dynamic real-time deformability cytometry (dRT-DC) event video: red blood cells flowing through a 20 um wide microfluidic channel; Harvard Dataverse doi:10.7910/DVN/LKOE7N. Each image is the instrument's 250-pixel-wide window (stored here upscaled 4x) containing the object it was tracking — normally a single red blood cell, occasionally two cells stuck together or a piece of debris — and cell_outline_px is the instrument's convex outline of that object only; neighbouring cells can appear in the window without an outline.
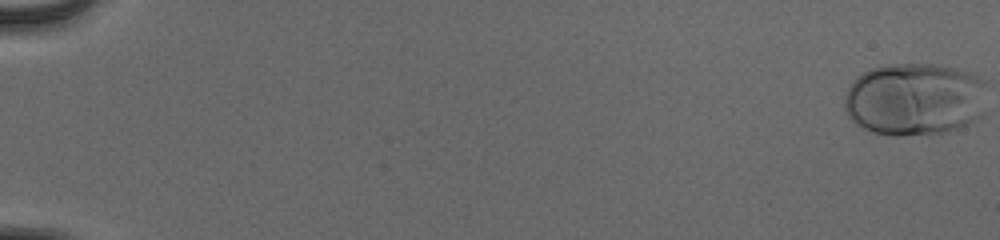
{"species": "human", "species_latin": "Homo sapiens", "temperature_condition": "cold", "stored_images_in_passage": 55, "camera_frame_rate_fps": 3000, "um_per_image_px": 0.085, "donor": {"sex": "male"}, "frame": {"image": 1, "passage_image": 1, "time_ms": 0.0, "image_size_px": [1000, 240], "cell_outline_px": [[984, 80], [980, 116], [968, 124], [944, 132], [900, 136], [892, 136], [872, 132], [856, 124], [848, 116], [844, 108], [844, 96], [852, 80], [856, 76], [872, 68], [884, 64], [932, 64], [952, 68], [968, 72]], "centroid_in_image_um": [77.65, 8.43], "position_along_channel_um": 7.3, "area_um2": 60.23}}
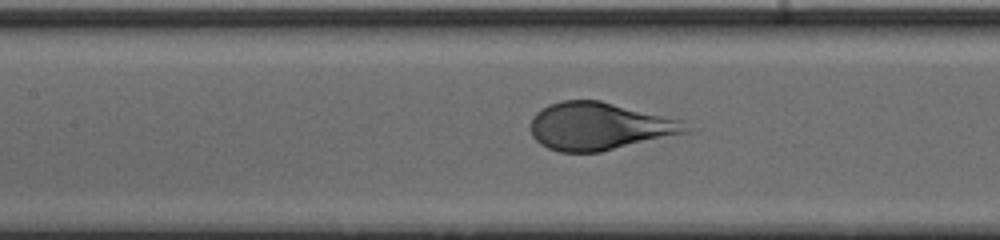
{"frame": {"image": 2, "passage_image": 28, "time_ms": 9.0, "image_size_px": [1000, 240], "cell_outline_px": [[688, 132], [600, 152], [560, 152], [548, 148], [540, 144], [532, 136], [528, 128], [532, 116], [540, 108], [548, 104], [560, 100], [600, 100], [684, 120], [688, 128]], "centroid_in_image_um": [50.88, 10.72], "position_along_channel_um": 156.5, "area_um2": 43.35}}
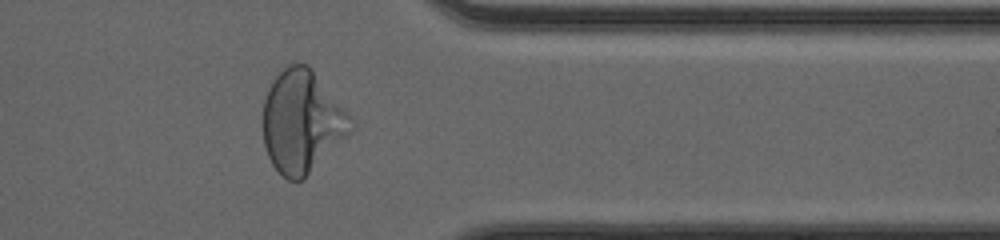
{"frame": {"image": 3, "passage_image": 46, "time_ms": 15.0, "image_size_px": [1000, 240], "cell_outline_px": [[348, 132], [304, 180], [288, 180], [272, 164], [268, 156], [264, 144], [260, 124], [264, 100], [268, 88], [272, 80], [292, 60], [308, 64], [312, 68], [348, 116]], "centroid_in_image_um": [25.54, 10.31], "position_along_channel_um": 385.9, "area_um2": 51.62}, "authors_computed_cell_mechanics": {"area_um2": 49.708, "velocity_mm_per_s": 3.9307, "shape_relaxation_time_tau1_ms": 2.7987, "shape_relaxation_time_tau2_ms": null, "deformation_change_tau1": 0.194, "deformation_change_tau2": null}}